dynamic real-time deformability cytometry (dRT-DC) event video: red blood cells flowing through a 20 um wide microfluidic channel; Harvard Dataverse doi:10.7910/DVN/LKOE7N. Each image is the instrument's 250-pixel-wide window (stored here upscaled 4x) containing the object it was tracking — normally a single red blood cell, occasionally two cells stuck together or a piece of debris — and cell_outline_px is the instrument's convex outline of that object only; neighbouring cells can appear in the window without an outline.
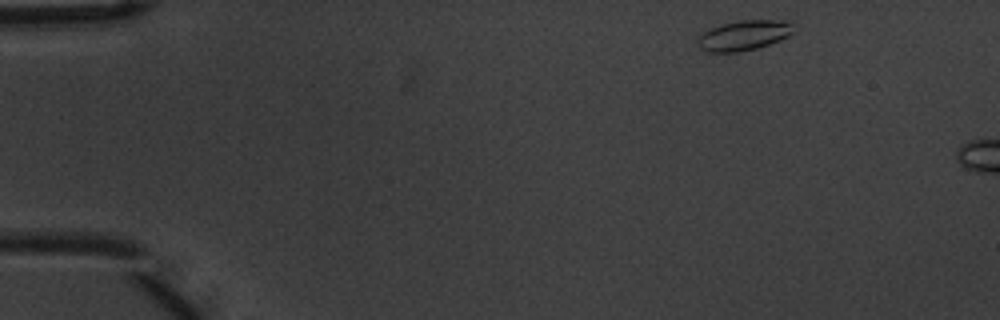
{"species": "common noctule bat (a hibernating species)", "species_latin": "Nyctalus noctula", "temperature_condition": "warm", "stored_images_in_passage": 3, "camera_frame_rate_fps": 3000, "um_per_image_px": 0.085, "animal": {"sex": "male", "body_mass_g": 20.1, "forearm_length_mm": 53.5}, "frame": {"image": 1, "passage_image": 1, "time_ms": 0.0, "image_size_px": [1000, 320], "cell_outline_px": [[792, 32], [788, 36], [768, 44], [756, 48], [740, 52], [704, 52], [696, 44], [700, 36], [704, 32], [712, 28], [724, 24], [740, 20], [788, 20], [792, 24]], "centroid_in_image_um": [63.21, 3.01], "position_along_channel_um": 21.8, "area_um2": 16.59}}